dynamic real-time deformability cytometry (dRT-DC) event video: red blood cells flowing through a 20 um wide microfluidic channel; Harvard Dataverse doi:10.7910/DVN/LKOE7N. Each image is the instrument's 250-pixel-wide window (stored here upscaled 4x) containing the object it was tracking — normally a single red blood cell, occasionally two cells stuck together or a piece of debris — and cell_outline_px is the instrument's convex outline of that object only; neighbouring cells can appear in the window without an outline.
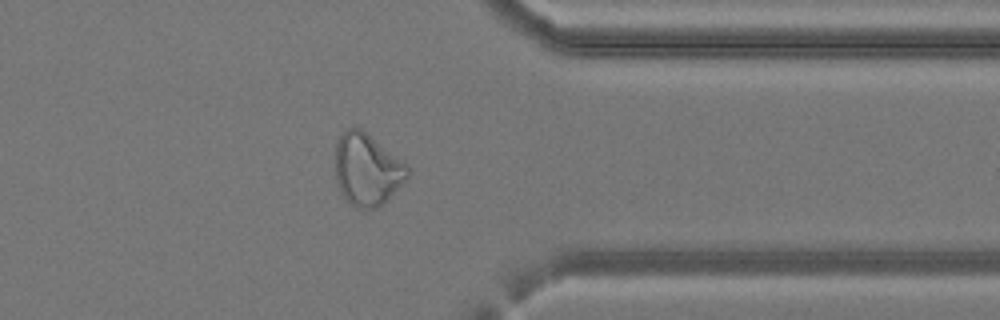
{"species": "common noctule bat (a hibernating species)", "species_latin": "Nyctalus noctula", "temperature_condition": "cold", "stored_images_in_passage": 27, "camera_frame_rate_fps": 3000, "um_per_image_px": 0.085, "animal": {"sex": "female", "body_mass_g": 24.6, "forearm_length_mm": 56.2}, "frame": {"image": 1, "passage_image": 20, "time_ms": 6.333, "image_size_px": [1000, 320], "cell_outline_px": [[412, 168], [408, 176], [376, 208], [360, 208], [348, 204], [344, 200], [336, 184], [336, 144], [340, 136], [348, 128], [360, 128], [408, 164]], "centroid_in_image_um": [31.18, 14.41], "position_along_channel_um": 380.2, "area_um2": 30.0}}